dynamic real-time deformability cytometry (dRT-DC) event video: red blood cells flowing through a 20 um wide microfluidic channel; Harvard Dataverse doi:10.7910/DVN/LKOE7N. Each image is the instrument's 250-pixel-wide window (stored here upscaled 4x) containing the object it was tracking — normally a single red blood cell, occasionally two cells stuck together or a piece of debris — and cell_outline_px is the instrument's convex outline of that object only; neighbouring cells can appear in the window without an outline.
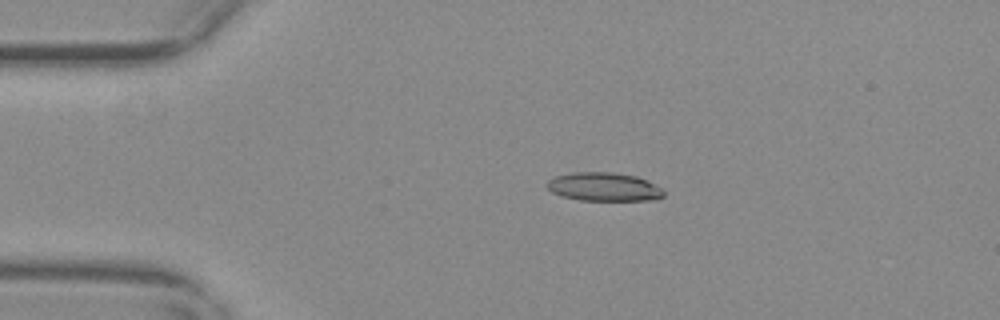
{"species": "common noctule bat (a hibernating species)", "species_latin": "Nyctalus noctula", "temperature_condition": "warm", "stored_images_in_passage": 45, "camera_frame_rate_fps": 3000, "um_per_image_px": 0.085, "animal": {"sex": "female", "body_mass_g": 29.2, "forearm_length_mm": 56.3}, "frame": {"image": 1, "passage_image": 1, "time_ms": 0.0, "image_size_px": [1000, 320], "cell_outline_px": [[664, 196], [656, 200], [580, 200], [560, 196], [552, 192], [544, 184], [552, 176], [572, 172], [612, 172], [636, 176], [648, 180], [660, 188], [664, 192]], "centroid_in_image_um": [51.29, 15.87], "position_along_channel_um": 33.7, "area_um2": 19.65}}
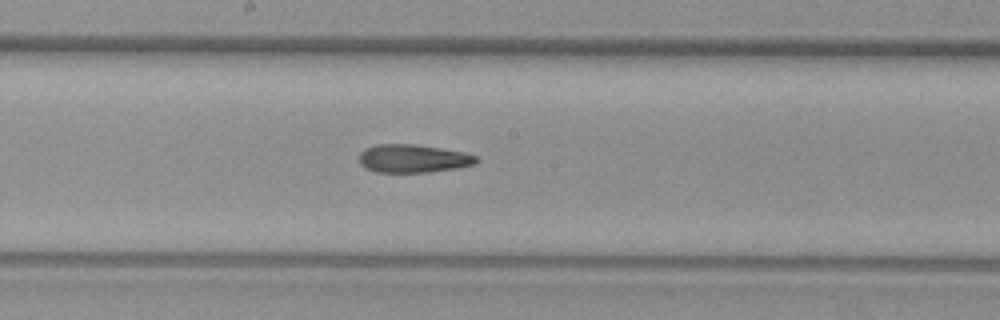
{"frame": {"image": 2, "passage_image": 19, "time_ms": 6.0, "image_size_px": [1000, 320], "cell_outline_px": [[480, 160], [476, 164], [456, 168], [428, 172], [376, 172], [364, 168], [360, 164], [360, 152], [364, 148], [376, 144], [416, 144], [464, 152], [476, 156]], "centroid_in_image_um": [35.1, 13.47], "position_along_channel_um": 213.1, "area_um2": 19.36}}
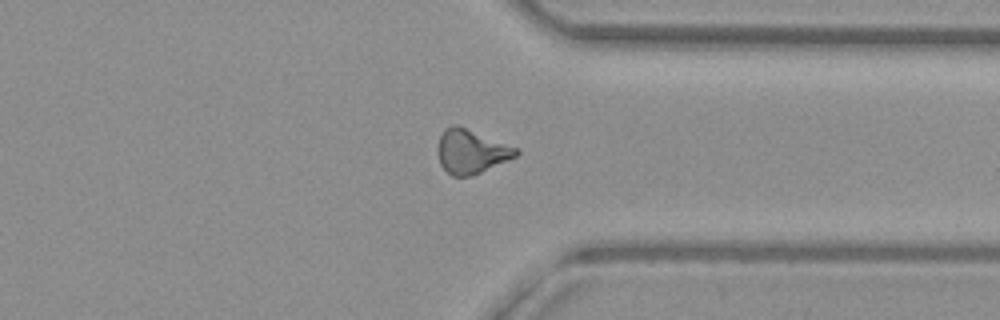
{"frame": {"image": 3, "passage_image": 32, "time_ms": 10.333, "image_size_px": [1000, 320], "cell_outline_px": [[520, 152], [516, 156], [508, 160], [472, 176], [452, 176], [440, 164], [436, 148], [440, 136], [444, 128], [452, 124], [456, 124], [520, 148]], "centroid_in_image_um": [40.05, 12.86], "position_along_channel_um": 371.4, "area_um2": 20.29}, "authors_computed_cell_mechanics": {"area_um2": 19.5364, "velocity_mm_per_s": 3.7162, "shape_relaxation_time_tau1_ms": null, "shape_relaxation_time_tau2_ms": 5.2102, "deformation_change_tau1": null, "deformation_change_tau2": 0.1573}}